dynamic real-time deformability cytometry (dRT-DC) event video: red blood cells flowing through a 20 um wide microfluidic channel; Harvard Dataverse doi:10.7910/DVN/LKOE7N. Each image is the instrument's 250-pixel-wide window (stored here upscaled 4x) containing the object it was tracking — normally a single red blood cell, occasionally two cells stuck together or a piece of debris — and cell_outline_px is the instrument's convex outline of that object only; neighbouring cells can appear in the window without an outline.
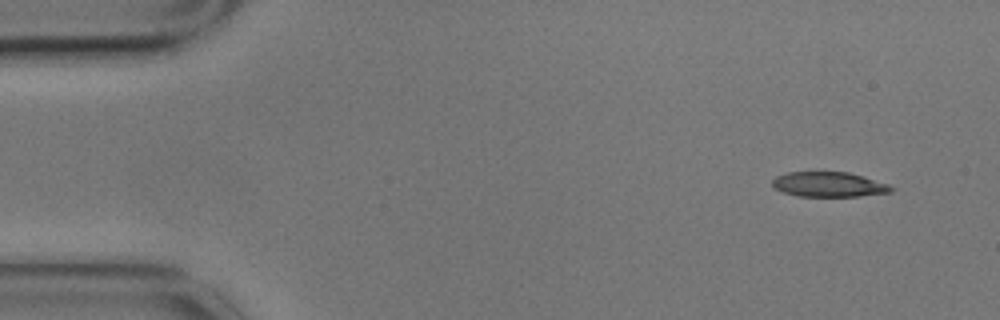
{"species": "common noctule bat (a hibernating species)", "species_latin": "Nyctalus noctula", "temperature_condition": "cold", "stored_images_in_passage": 4, "camera_frame_rate_fps": 3000, "um_per_image_px": 0.085, "animal": {"sex": "male", "body_mass_g": 17.9}, "frame": {"image": 1, "passage_image": 1, "time_ms": 0.0, "image_size_px": [1000, 320], "cell_outline_px": [[896, 188], [892, 192], [860, 196], [800, 196], [784, 192], [776, 188], [772, 184], [772, 180], [776, 176], [788, 172], [848, 172], [864, 176], [888, 184]], "centroid_in_image_um": [70.5, 15.67], "position_along_channel_um": 14.5, "area_um2": 17.22}}
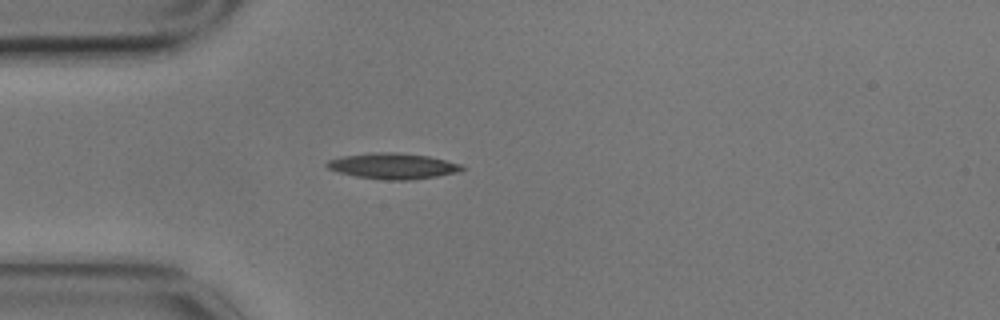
{"frame": {"image": 2, "passage_image": 4, "time_ms": 1.0, "image_size_px": [1000, 320], "cell_outline_px": [[468, 168], [456, 172], [436, 176], [412, 180], [388, 180], [356, 176], [336, 172], [328, 168], [324, 164], [328, 160], [340, 156], [372, 152], [396, 152], [428, 156], [464, 164]], "centroid_in_image_um": [33.39, 14.1], "position_along_channel_um": 51.6, "area_um2": 20.52}}